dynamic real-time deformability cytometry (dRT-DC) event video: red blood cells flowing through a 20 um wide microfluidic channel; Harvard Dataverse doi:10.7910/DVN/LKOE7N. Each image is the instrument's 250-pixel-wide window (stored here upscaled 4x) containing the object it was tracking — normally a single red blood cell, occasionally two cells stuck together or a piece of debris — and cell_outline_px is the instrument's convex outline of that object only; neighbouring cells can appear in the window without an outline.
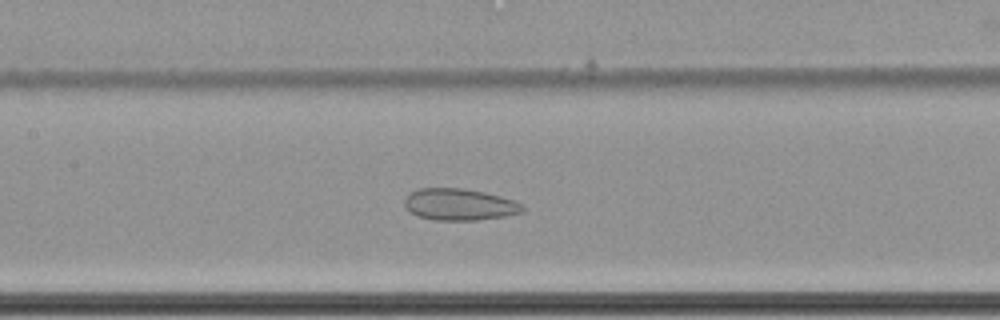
{"species": "common noctule bat (a hibernating species)", "species_latin": "Nyctalus noctula", "temperature_condition": "cold", "stored_images_in_passage": 67, "camera_frame_rate_fps": 3000, "um_per_image_px": 0.085, "animal": {"sex": "female", "body_mass_g": 22.7, "forearm_length_mm": 54.2}, "frame": {"image": 1, "passage_image": 36, "time_ms": 11.667, "image_size_px": [1000, 320], "cell_outline_px": [[524, 212], [504, 216], [476, 220], [436, 220], [420, 216], [412, 212], [404, 204], [404, 200], [412, 192], [420, 188], [464, 188], [484, 192], [500, 196], [512, 200], [520, 204], [524, 208]], "centroid_in_image_um": [39.07, 17.38], "position_along_channel_um": 168.3, "area_um2": 21.44}}
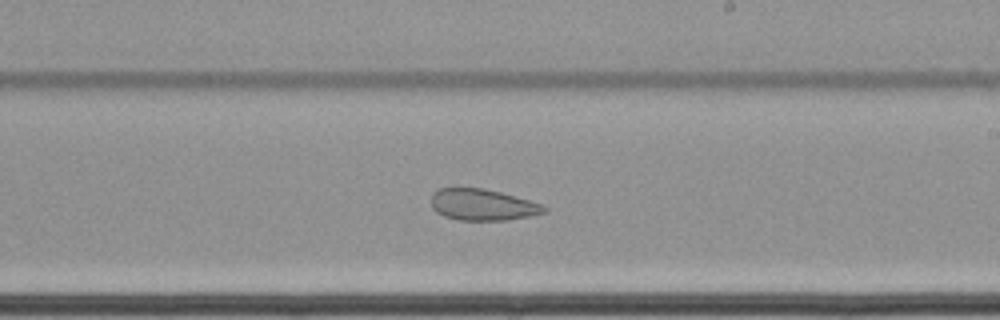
{"frame": {"image": 2, "passage_image": 43, "time_ms": 14.0, "image_size_px": [1000, 320], "cell_outline_px": [[548, 212], [508, 220], [460, 220], [444, 216], [436, 212], [432, 208], [432, 192], [440, 188], [484, 188], [500, 192], [528, 200], [540, 204], [548, 208]], "centroid_in_image_um": [41.01, 17.4], "position_along_channel_um": 248.0, "area_um2": 20.58}}
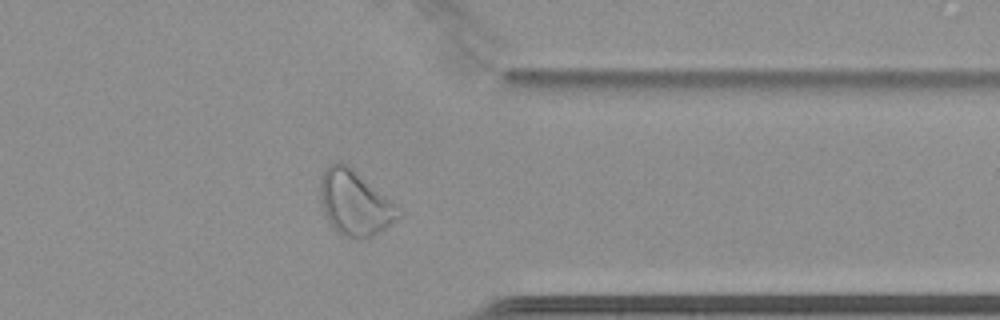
{"frame": {"image": 3, "passage_image": 55, "time_ms": 18.0, "image_size_px": [1000, 320], "cell_outline_px": [[400, 216], [396, 220], [372, 236], [364, 240], [360, 240], [344, 236], [328, 220], [324, 212], [320, 196], [320, 180], [328, 164], [348, 164], [392, 204]], "centroid_in_image_um": [30.09, 17.28], "position_along_channel_um": 381.3, "area_um2": 28.26}}